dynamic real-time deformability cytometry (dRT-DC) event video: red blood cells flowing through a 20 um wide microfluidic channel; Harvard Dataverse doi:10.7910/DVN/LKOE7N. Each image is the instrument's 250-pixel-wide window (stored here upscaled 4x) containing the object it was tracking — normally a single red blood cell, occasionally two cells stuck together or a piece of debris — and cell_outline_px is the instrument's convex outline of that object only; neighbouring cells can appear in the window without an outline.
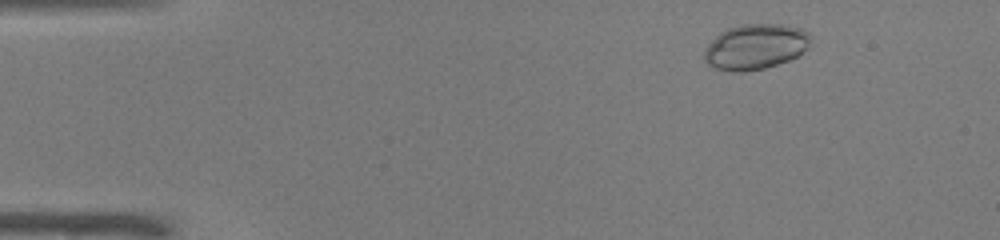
{"species": "common noctule bat (a hibernating species)", "species_latin": "Nyctalus noctula", "temperature_condition": "warm", "stored_images_in_passage": 49, "camera_frame_rate_fps": 3000, "um_per_image_px": 0.085, "animal": {"sex": "male", "body_mass_g": 19.0, "forearm_length_mm": 50.8}, "frame": {"image": 1, "passage_image": 5, "time_ms": 1.333, "image_size_px": [1000, 240], "cell_outline_px": [[812, 36], [808, 48], [796, 56], [788, 60], [764, 68], [744, 72], [732, 72], [716, 68], [708, 64], [704, 60], [704, 48], [720, 32], [728, 28], [740, 24], [780, 24], [800, 28], [808, 32]], "centroid_in_image_um": [64.2, 3.96], "position_along_channel_um": 20.8, "area_um2": 28.21}}
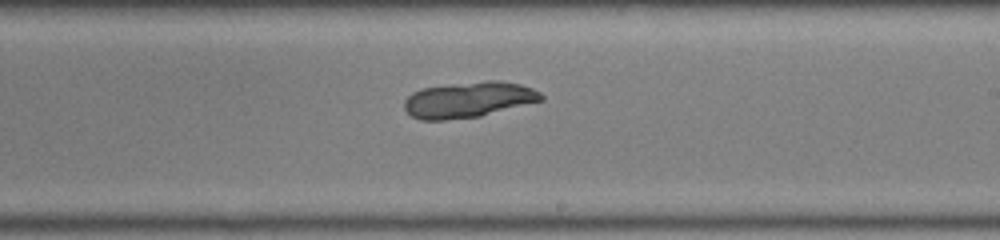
{"frame": {"image": 2, "passage_image": 29, "time_ms": 9.333, "image_size_px": [1000, 240], "cell_outline_px": [[544, 100], [480, 116], [444, 120], [420, 120], [412, 116], [404, 108], [404, 100], [412, 92], [420, 88], [452, 84], [488, 80], [500, 80], [520, 84], [532, 88], [540, 92], [544, 96]], "centroid_in_image_um": [39.83, 8.47], "position_along_channel_um": 249.2, "area_um2": 28.61}}
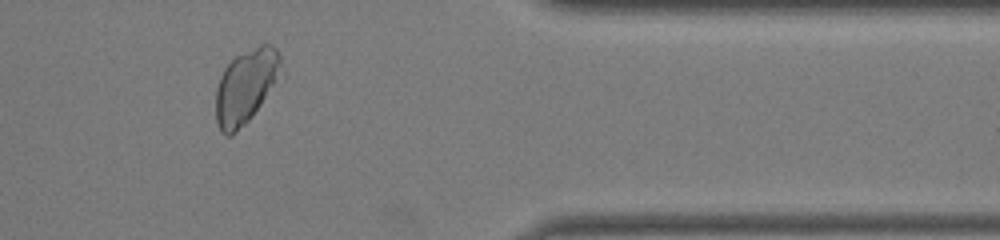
{"frame": {"image": 3, "passage_image": 41, "time_ms": 13.333, "image_size_px": [1000, 240], "cell_outline_px": [[280, 64], [276, 80], [252, 116], [232, 136], [224, 136], [220, 132], [216, 124], [216, 88], [220, 76], [224, 68], [236, 56], [260, 44], [272, 44], [276, 48], [280, 56]], "centroid_in_image_um": [20.83, 7.36], "position_along_channel_um": 390.6, "area_um2": 27.57}, "authors_computed_cell_mechanics": {"area_um2": 28.2064, "velocity_mm_per_s": 3.9975, "shape_relaxation_time_tau1_ms": 3.0544, "shape_relaxation_time_tau2_ms": null, "deformation_change_tau1": 0.0359, "deformation_change_tau2": null}}